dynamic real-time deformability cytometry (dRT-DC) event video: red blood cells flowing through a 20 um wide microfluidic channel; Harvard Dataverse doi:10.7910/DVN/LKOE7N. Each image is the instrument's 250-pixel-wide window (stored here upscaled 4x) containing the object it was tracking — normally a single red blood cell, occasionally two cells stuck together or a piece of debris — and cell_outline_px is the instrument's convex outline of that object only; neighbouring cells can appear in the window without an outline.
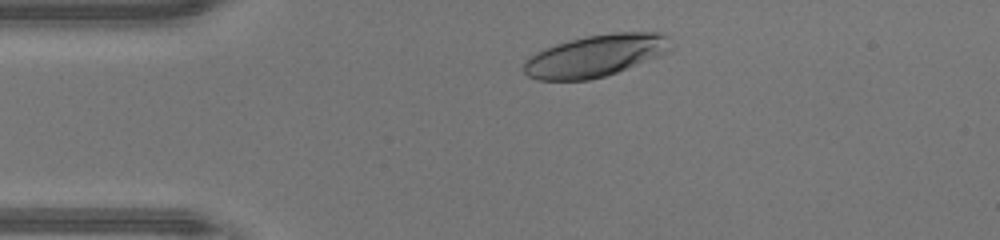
{"species": "human", "species_latin": "Homo sapiens", "temperature_condition": "warm", "stored_images_in_passage": 32, "camera_frame_rate_fps": 3000, "um_per_image_px": 0.085, "donor": {"sex": "male"}, "frame": {"image": 1, "passage_image": 4, "time_ms": 1.0, "image_size_px": [1000, 240], "cell_outline_px": [[676, 44], [668, 52], [660, 56], [616, 72], [604, 76], [588, 80], [536, 80], [528, 76], [524, 72], [524, 60], [528, 56], [544, 48], [556, 44], [588, 36], [612, 32], [656, 32], [668, 36]], "centroid_in_image_um": [50.65, 4.73], "position_along_channel_um": 34.3, "area_um2": 36.13}}
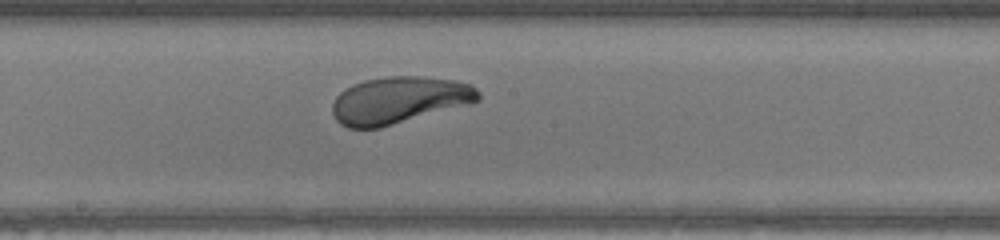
{"frame": {"image": 2, "passage_image": 19, "time_ms": 6.0, "image_size_px": [1000, 240], "cell_outline_px": [[480, 100], [380, 128], [348, 128], [340, 124], [336, 120], [332, 112], [332, 104], [336, 96], [340, 92], [352, 84], [364, 80], [388, 76], [416, 76], [456, 80], [472, 84], [480, 92]], "centroid_in_image_um": [33.89, 8.5], "position_along_channel_um": 214.3, "area_um2": 39.77}}
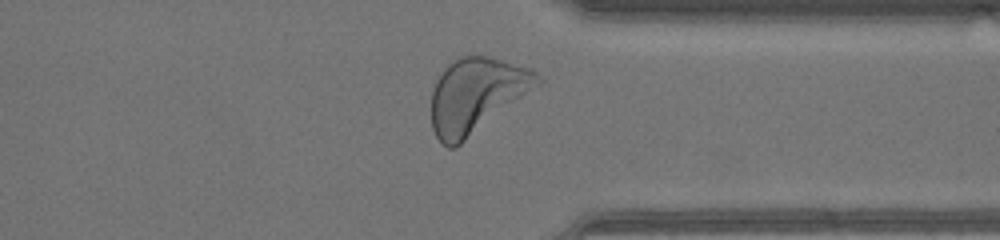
{"frame": {"image": 3, "passage_image": 30, "time_ms": 9.667, "image_size_px": [1000, 240], "cell_outline_px": [[544, 80], [540, 84], [456, 148], [448, 148], [436, 136], [432, 128], [432, 92], [436, 80], [444, 68], [448, 64], [464, 56], [488, 56], [532, 68]], "centroid_in_image_um": [40.5, 8.1], "position_along_channel_um": 370.9, "area_um2": 46.01}, "authors_computed_cell_mechanics": {"area_um2": 39.7086, "velocity_mm_per_s": 4.366, "shape_relaxation_time_tau1_ms": 1.8957, "shape_relaxation_time_tau2_ms": null, "deformation_change_tau1": 0.1495, "deformation_change_tau2": null}}